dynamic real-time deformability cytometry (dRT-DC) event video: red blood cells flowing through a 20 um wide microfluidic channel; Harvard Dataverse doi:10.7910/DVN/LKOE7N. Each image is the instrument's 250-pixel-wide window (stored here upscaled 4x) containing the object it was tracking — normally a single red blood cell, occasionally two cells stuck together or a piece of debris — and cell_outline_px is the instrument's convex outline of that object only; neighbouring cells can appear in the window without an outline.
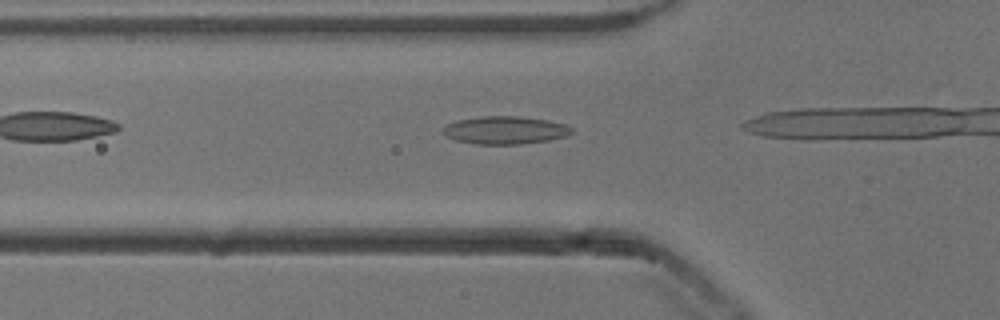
{"species": "common noctule bat (a hibernating species)", "species_latin": "Nyctalus noctula", "temperature_condition": "cold", "stored_images_in_passage": 6, "camera_frame_rate_fps": 3000, "um_per_image_px": 0.085, "animal": {"sex": "male", "body_mass_g": 13.3}, "frame": {"image": 1, "passage_image": 3, "time_ms": 0.667, "image_size_px": [1000, 320], "cell_outline_px": [[572, 132], [568, 136], [548, 140], [520, 144], [476, 144], [456, 140], [448, 136], [444, 132], [444, 128], [448, 124], [456, 120], [480, 116], [520, 116], [548, 120], [564, 124], [572, 128]], "centroid_in_image_um": [42.97, 11.06], "position_along_channel_um": 82.8, "area_um2": 20.75}}